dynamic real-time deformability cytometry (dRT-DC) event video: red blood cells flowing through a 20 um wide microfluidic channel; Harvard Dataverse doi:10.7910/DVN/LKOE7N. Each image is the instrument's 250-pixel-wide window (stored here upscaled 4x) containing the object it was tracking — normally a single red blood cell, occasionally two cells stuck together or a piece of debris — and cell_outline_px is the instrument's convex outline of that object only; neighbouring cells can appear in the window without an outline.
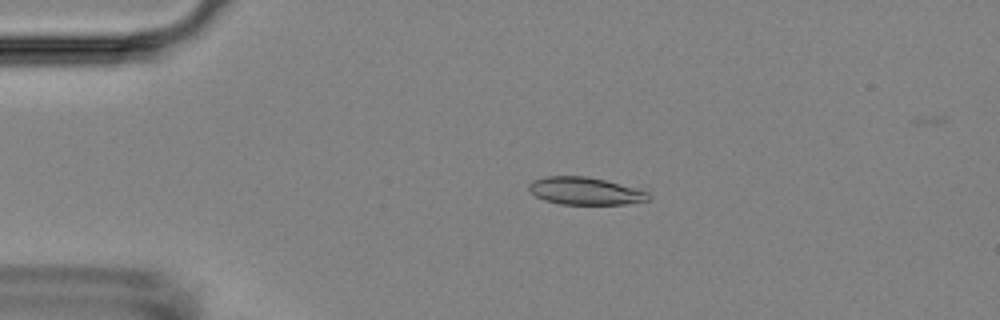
{"species": "Egyptian fruit bat (a non-hibernating species)", "species_latin": "Rousettus aegyptiacus", "temperature_condition": "room temperature", "stored_images_in_passage": 44, "camera_frame_rate_fps": 3000, "um_per_image_px": 0.085, "animal": {"sex": "female"}, "frame": {"image": 1, "passage_image": 5, "time_ms": 1.333, "image_size_px": [1000, 320], "cell_outline_px": [[652, 196], [648, 200], [624, 204], [560, 204], [544, 200], [536, 196], [528, 188], [528, 184], [532, 180], [544, 176], [588, 176], [604, 180], [648, 192]], "centroid_in_image_um": [49.69, 16.23], "position_along_channel_um": 35.3, "area_um2": 19.02}}
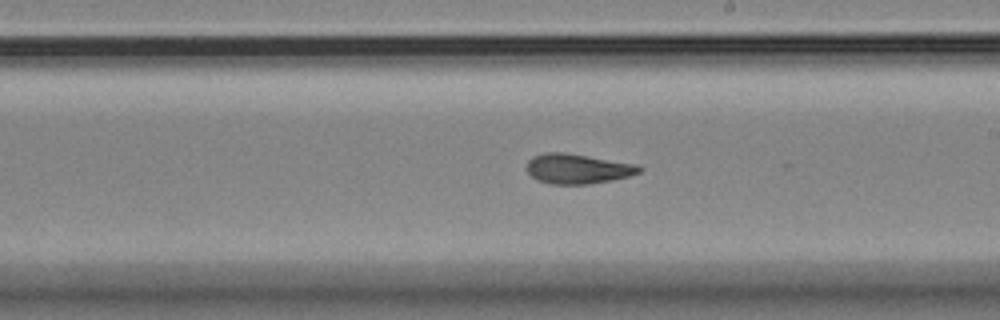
{"frame": {"image": 2, "passage_image": 25, "time_ms": 8.0, "image_size_px": [1000, 320], "cell_outline_px": [[644, 168], [640, 172], [628, 176], [588, 184], [548, 184], [536, 180], [528, 172], [528, 160], [532, 156], [544, 152], [564, 152], [636, 164]], "centroid_in_image_um": [49.06, 14.34], "position_along_channel_um": 239.9, "area_um2": 19.48}}
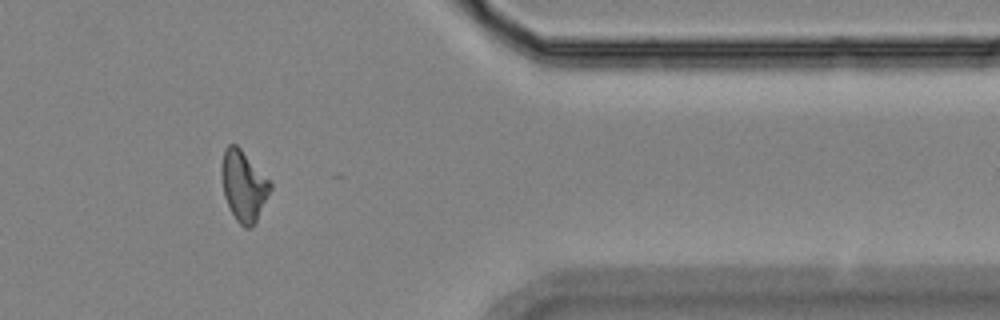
{"frame": {"image": 3, "passage_image": 39, "time_ms": 12.667, "image_size_px": [1000, 320], "cell_outline_px": [[272, 188], [256, 224], [252, 228], [244, 228], [236, 220], [224, 196], [220, 176], [220, 168], [224, 148], [228, 144], [236, 144], [240, 148], [272, 184]], "centroid_in_image_um": [20.69, 15.81], "position_along_channel_um": 390.7, "area_um2": 20.17}, "authors_computed_cell_mechanics": {"area_um2": 19.4786, "velocity_mm_per_s": 3.6323, "shape_relaxation_time_tau1_ms": 4.0603, "shape_relaxation_time_tau2_ms": 1.7555, "deformation_change_tau1": 0.1524, "deformation_change_tau2": 0.0872}}